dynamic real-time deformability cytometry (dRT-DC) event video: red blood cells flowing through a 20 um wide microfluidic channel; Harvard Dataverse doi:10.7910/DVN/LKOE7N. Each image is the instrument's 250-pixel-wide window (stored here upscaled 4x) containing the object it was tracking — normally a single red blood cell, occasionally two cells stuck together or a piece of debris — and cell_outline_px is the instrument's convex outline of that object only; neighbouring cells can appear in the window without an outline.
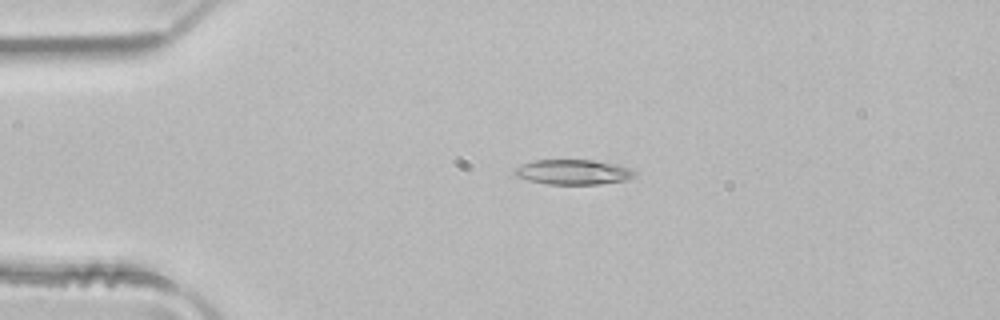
{"species": "common noctule bat (a hibernating species)", "species_latin": "Nyctalus noctula", "temperature_condition": "room temperature", "stored_images_in_passage": 4, "camera_frame_rate_fps": 3000, "um_per_image_px": 0.085, "animal": {"sex": "male", "body_mass_g": 21.5, "forearm_length_mm": 52.0}, "frame": {"image": 1, "passage_image": 3, "time_ms": 0.667, "image_size_px": [1000, 320], "cell_outline_px": [[636, 172], [628, 180], [600, 184], [548, 184], [528, 180], [516, 176], [512, 172], [516, 168], [532, 160], [592, 160], [616, 164], [628, 168]], "centroid_in_image_um": [48.7, 14.63], "position_along_channel_um": 36.3, "area_um2": 17.34}}
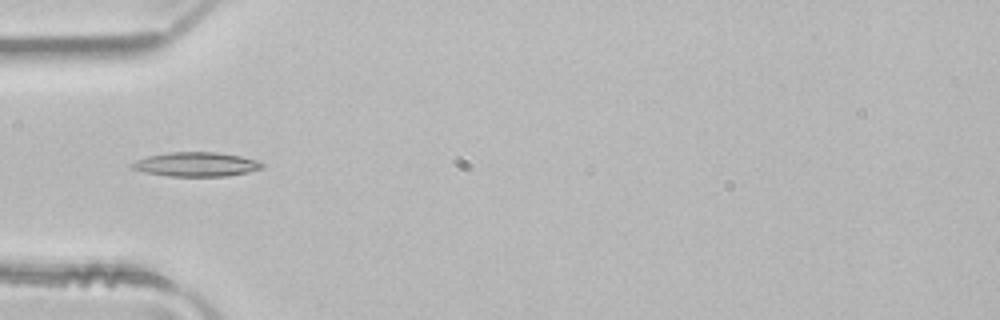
{"frame": {"image": 2, "passage_image": 4, "time_ms": 1.0, "image_size_px": [1000, 320], "cell_outline_px": [[264, 168], [248, 172], [228, 176], [168, 176], [144, 172], [128, 168], [128, 164], [136, 160], [148, 156], [168, 152], [216, 152], [240, 156], [260, 160], [264, 164]], "centroid_in_image_um": [16.66, 13.97], "position_along_channel_um": 68.3, "area_um2": 18.67}}